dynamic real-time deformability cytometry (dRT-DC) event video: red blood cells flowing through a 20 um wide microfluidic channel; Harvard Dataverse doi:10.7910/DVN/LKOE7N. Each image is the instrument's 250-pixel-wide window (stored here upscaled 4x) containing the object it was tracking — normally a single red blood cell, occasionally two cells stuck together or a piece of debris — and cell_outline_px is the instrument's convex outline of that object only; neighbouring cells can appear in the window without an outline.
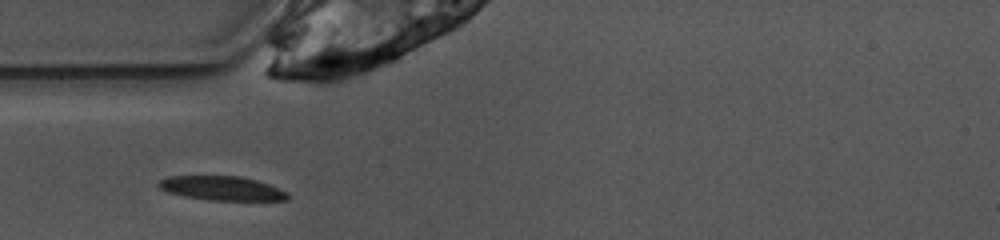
{"species": "common noctule bat (a hibernating species)", "species_latin": "Nyctalus noctula", "temperature_condition": "warm", "stored_images_in_passage": 26, "camera_frame_rate_fps": 3000, "um_per_image_px": 0.085, "animal": {"sex": "female", "body_mass_g": 10.0, "forearm_length_mm": 53.1}, "frame": {"image": 1, "passage_image": 1, "time_ms": 0.0, "image_size_px": [1000, 240], "cell_outline_px": [[288, 200], [208, 200], [184, 196], [164, 192], [156, 184], [160, 180], [168, 176], [240, 176], [256, 180], [280, 188], [288, 192]], "centroid_in_image_um": [18.83, 16.0], "position_along_channel_um": 66.2, "area_um2": 18.26}}
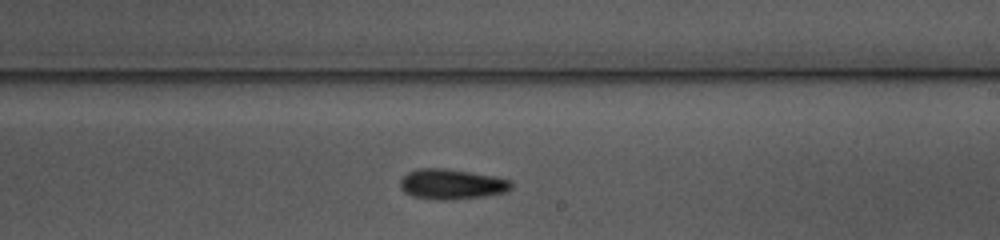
{"frame": {"image": 2, "passage_image": 15, "time_ms": 4.667, "image_size_px": [1000, 240], "cell_outline_px": [[512, 188], [508, 192], [484, 196], [452, 200], [436, 200], [412, 196], [404, 192], [400, 188], [400, 180], [408, 172], [420, 168], [440, 168], [472, 172], [512, 180]], "centroid_in_image_um": [38.4, 15.66], "position_along_channel_um": 250.6, "area_um2": 19.71}}
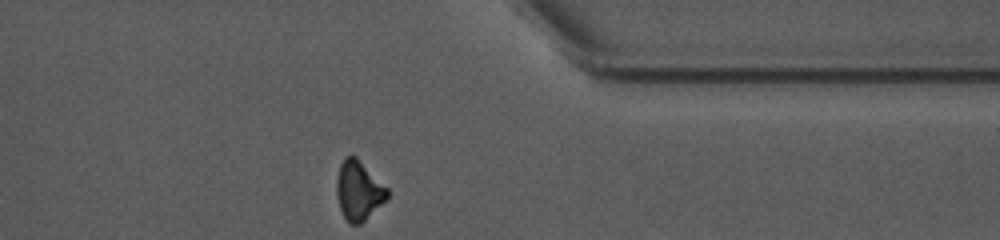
{"frame": {"image": 3, "passage_image": 26, "time_ms": 8.333, "image_size_px": [1000, 240], "cell_outline_px": [[388, 196], [360, 224], [348, 224], [340, 208], [336, 192], [336, 180], [340, 164], [344, 156], [356, 156], [388, 188]], "centroid_in_image_um": [30.45, 16.17], "position_along_channel_um": 380.9, "area_um2": 17.28}}